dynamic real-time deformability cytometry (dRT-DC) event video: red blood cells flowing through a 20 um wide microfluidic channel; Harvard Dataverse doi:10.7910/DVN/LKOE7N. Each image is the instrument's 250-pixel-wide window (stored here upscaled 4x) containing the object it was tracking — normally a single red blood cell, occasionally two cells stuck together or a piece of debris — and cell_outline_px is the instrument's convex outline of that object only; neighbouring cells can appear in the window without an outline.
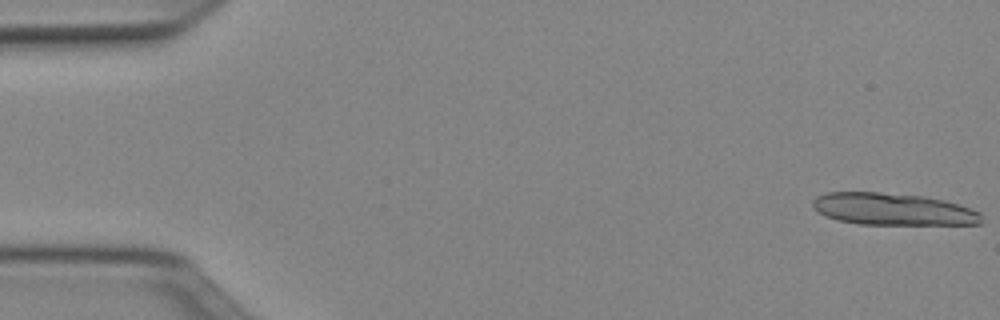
{"species": "Egyptian fruit bat (a non-hibernating species)", "species_latin": "Rousettus aegyptiacus", "temperature_condition": "cold", "stored_images_in_passage": 14, "camera_frame_rate_fps": 3000, "um_per_image_px": 0.085, "animal": {"sex": "female"}, "frame": {"image": 1, "passage_image": 1, "time_ms": 0.0, "image_size_px": [1000, 320], "cell_outline_px": [[980, 224], [860, 224], [836, 220], [820, 212], [812, 204], [812, 200], [816, 196], [824, 192], [880, 192], [924, 196], [944, 200], [980, 212]], "centroid_in_image_um": [75.85, 17.77], "position_along_channel_um": 9.1, "area_um2": 31.21}}